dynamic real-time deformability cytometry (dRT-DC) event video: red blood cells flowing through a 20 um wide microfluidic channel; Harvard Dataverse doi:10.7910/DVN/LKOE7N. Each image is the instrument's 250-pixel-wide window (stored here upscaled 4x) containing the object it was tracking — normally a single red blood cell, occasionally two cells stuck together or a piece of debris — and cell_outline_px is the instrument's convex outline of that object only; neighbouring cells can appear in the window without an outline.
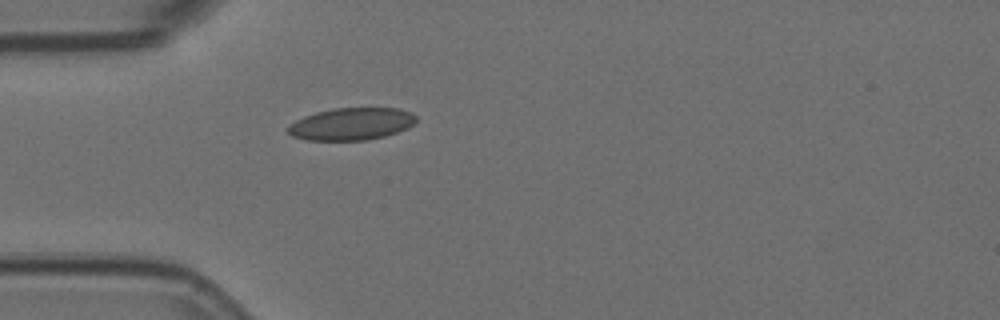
{"species": "Egyptian fruit bat (a non-hibernating species)", "species_latin": "Rousettus aegyptiacus", "temperature_condition": "room temperature", "stored_images_in_passage": 3, "camera_frame_rate_fps": 3000, "um_per_image_px": 0.085, "animal": {"sex": "female"}, "frame": {"image": 1, "passage_image": 3, "time_ms": 0.667, "image_size_px": [1000, 320], "cell_outline_px": [[416, 120], [408, 128], [384, 136], [364, 140], [308, 140], [292, 136], [288, 132], [288, 124], [304, 116], [316, 112], [332, 108], [400, 108], [412, 112], [416, 116]], "centroid_in_image_um": [29.86, 10.52], "position_along_channel_um": 55.1, "area_um2": 24.1}}